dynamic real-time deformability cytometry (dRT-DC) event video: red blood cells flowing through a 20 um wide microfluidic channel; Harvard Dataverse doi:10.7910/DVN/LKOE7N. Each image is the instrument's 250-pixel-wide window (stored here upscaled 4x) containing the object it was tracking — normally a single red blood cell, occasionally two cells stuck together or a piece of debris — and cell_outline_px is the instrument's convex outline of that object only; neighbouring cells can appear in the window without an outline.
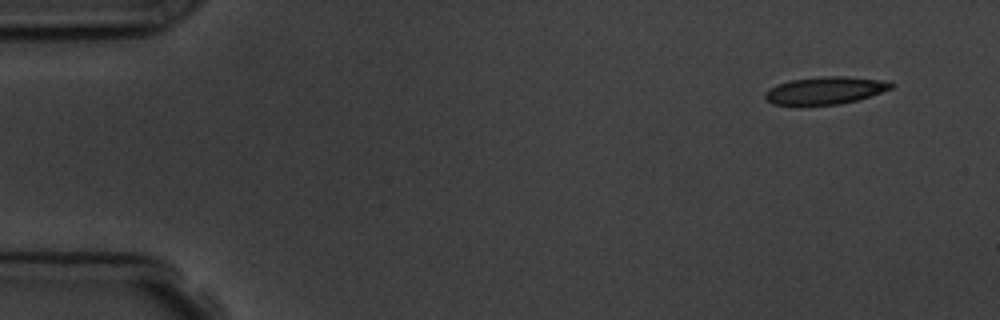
{"species": "common noctule bat (a hibernating species)", "species_latin": "Nyctalus noctula", "temperature_condition": "room temperature", "stored_images_in_passage": 4, "camera_frame_rate_fps": 3000, "um_per_image_px": 0.085, "animal": {"sex": "male", "body_mass_g": 19.5, "forearm_length_mm": 54.6}, "frame": {"image": 1, "passage_image": 1, "time_ms": 0.0, "image_size_px": [1000, 320], "cell_outline_px": [[896, 84], [892, 88], [856, 100], [840, 104], [804, 108], [800, 108], [772, 104], [764, 96], [764, 92], [788, 80], [820, 76], [844, 76], [892, 80]], "centroid_in_image_um": [70.13, 7.72], "position_along_channel_um": 14.9, "area_um2": 21.1}}